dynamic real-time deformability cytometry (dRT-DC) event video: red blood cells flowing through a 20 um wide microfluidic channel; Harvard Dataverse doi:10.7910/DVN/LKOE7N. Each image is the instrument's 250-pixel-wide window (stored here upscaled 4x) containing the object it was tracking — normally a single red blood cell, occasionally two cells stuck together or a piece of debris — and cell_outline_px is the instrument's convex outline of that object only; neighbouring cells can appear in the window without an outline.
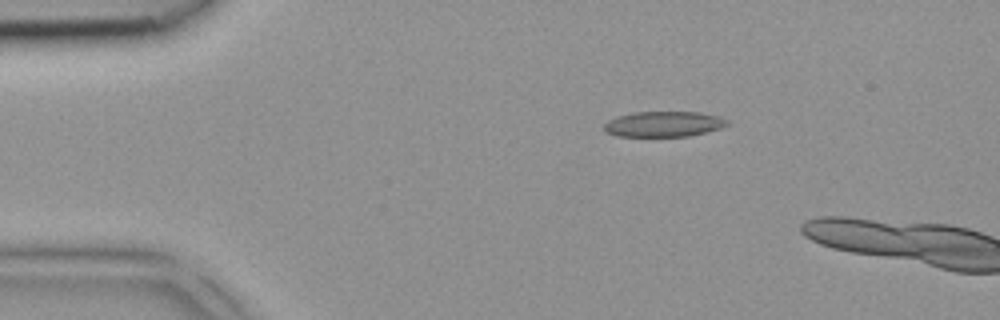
{"species": "common noctule bat (a hibernating species)", "species_latin": "Nyctalus noctula", "temperature_condition": "room temperature", "stored_images_in_passage": 4, "camera_frame_rate_fps": 3000, "um_per_image_px": 0.085, "animal": {"sex": "female", "body_mass_g": 18.4}, "frame": {"image": 1, "passage_image": 3, "time_ms": 0.667, "image_size_px": [1000, 320], "cell_outline_px": [[728, 124], [720, 128], [688, 136], [616, 136], [604, 132], [604, 124], [608, 120], [616, 116], [632, 112], [700, 112], [716, 116], [728, 120]], "centroid_in_image_um": [56.34, 10.54], "position_along_channel_um": 28.7, "area_um2": 18.21}}